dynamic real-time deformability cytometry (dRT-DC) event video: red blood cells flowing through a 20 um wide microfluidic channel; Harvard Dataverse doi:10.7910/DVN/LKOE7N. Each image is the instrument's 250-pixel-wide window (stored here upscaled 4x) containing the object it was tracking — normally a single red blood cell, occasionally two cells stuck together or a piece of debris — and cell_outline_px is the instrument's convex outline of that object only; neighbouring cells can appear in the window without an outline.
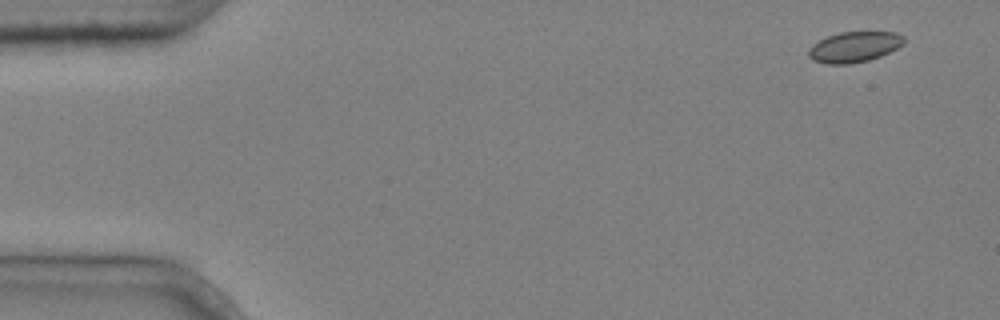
{"species": "common noctule bat (a hibernating species)", "species_latin": "Nyctalus noctula", "temperature_condition": "cold", "stored_images_in_passage": 5, "camera_frame_rate_fps": 3000, "um_per_image_px": 0.085, "animal": {"sex": "male", "body_mass_g": 20.4}, "frame": {"image": 1, "passage_image": 1, "time_ms": 0.0, "image_size_px": [1000, 320], "cell_outline_px": [[908, 40], [904, 44], [880, 56], [868, 60], [848, 64], [824, 64], [812, 60], [808, 56], [808, 48], [812, 44], [828, 36], [840, 32], [896, 32], [904, 36]], "centroid_in_image_um": [72.61, 3.99], "position_along_channel_um": 12.4, "area_um2": 17.11}}